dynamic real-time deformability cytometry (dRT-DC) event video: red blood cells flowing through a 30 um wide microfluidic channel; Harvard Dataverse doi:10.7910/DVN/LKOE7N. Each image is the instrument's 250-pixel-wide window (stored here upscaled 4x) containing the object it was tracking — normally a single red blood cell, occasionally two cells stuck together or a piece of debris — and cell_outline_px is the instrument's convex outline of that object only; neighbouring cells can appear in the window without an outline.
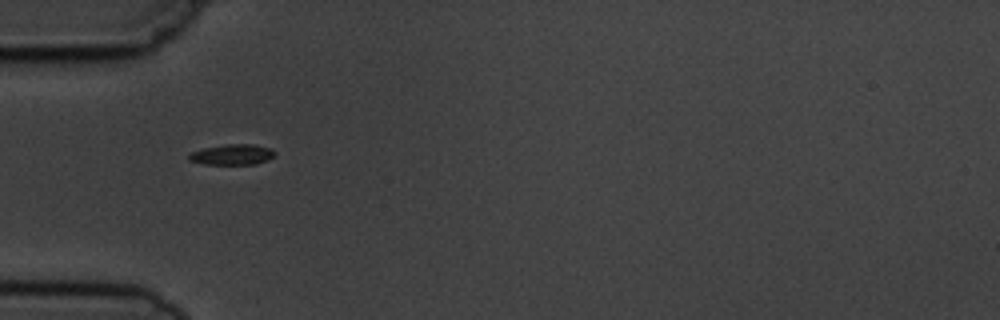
{"species": "common noctule bat (a hibernating species)", "species_latin": "Nyctalus noctula", "temperature_condition": "cold", "stored_images_in_passage": 7, "camera_frame_rate_fps": 3000, "um_per_image_px": 0.085, "animal": {"sex": "male", "body_mass_g": 19.5, "forearm_length_mm": 54.6}, "frame": {"image": 1, "passage_image": 6, "time_ms": 6.0, "image_size_px": [1000, 320], "cell_outline_px": [[276, 152], [268, 160], [256, 164], [204, 164], [188, 160], [188, 152], [204, 148], [224, 144], [252, 144], [272, 148]], "centroid_in_image_um": [19.71, 13.13], "position_along_channel_um": 65.3, "area_um2": 10.4}}
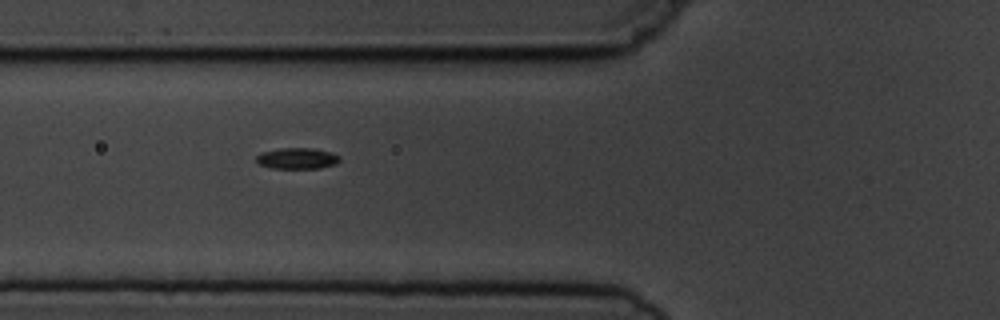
{"frame": {"image": 2, "passage_image": 7, "time_ms": 7.0, "image_size_px": [1000, 320], "cell_outline_px": [[340, 160], [336, 164], [320, 168], [272, 168], [260, 164], [256, 160], [256, 156], [260, 152], [280, 148], [312, 148], [332, 152], [340, 156]], "centroid_in_image_um": [25.27, 13.45], "position_along_channel_um": 100.5, "area_um2": 10.29}}